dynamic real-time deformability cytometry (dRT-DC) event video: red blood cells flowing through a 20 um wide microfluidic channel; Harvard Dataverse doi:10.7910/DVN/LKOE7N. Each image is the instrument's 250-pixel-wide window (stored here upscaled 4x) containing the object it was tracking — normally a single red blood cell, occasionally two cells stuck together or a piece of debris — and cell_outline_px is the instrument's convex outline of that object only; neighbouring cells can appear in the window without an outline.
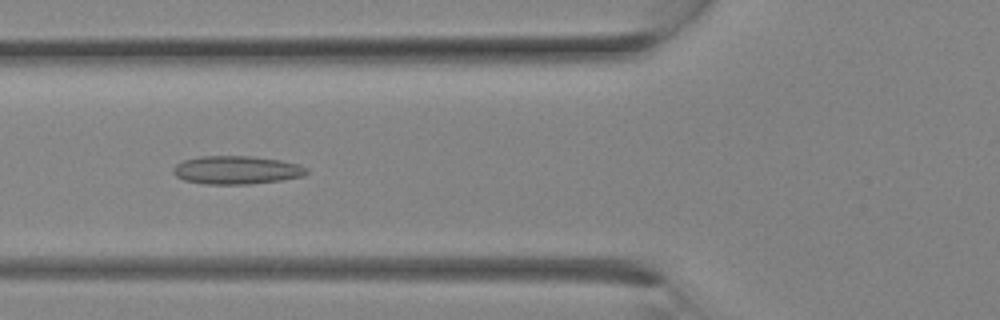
{"species": "Egyptian fruit bat (a non-hibernating species)", "species_latin": "Rousettus aegyptiacus", "temperature_condition": "room temperature", "stored_images_in_passage": 20, "camera_frame_rate_fps": 3000, "um_per_image_px": 0.085, "animal": {"sex": "female"}, "frame": {"image": 1, "passage_image": 10, "time_ms": 3.0, "image_size_px": [1000, 320], "cell_outline_px": [[308, 172], [304, 176], [280, 180], [248, 184], [208, 184], [184, 180], [176, 176], [172, 172], [172, 168], [176, 164], [184, 160], [200, 156], [252, 156], [280, 160], [300, 164], [308, 168]], "centroid_in_image_um": [20.12, 14.44], "position_along_channel_um": 105.7, "area_um2": 22.02}}
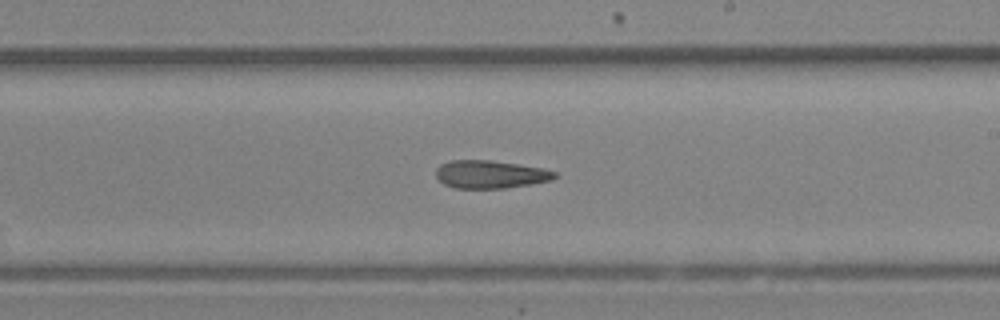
{"frame": {"image": 2, "passage_image": 16, "time_ms": 5.0, "image_size_px": [1000, 320], "cell_outline_px": [[556, 176], [552, 180], [532, 184], [504, 188], [456, 188], [444, 184], [436, 176], [436, 168], [440, 164], [448, 160], [492, 160], [544, 168], [556, 172]], "centroid_in_image_um": [41.67, 14.81], "position_along_channel_um": 247.3, "area_um2": 19.42}}
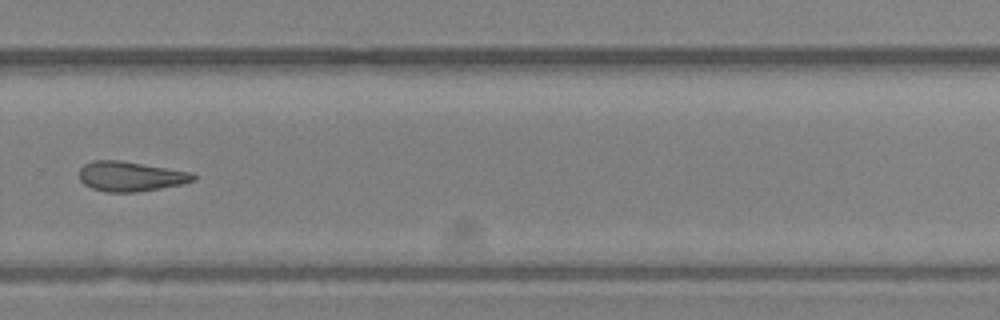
{"frame": {"image": 3, "passage_image": 19, "time_ms": 6.0, "image_size_px": [1000, 320], "cell_outline_px": [[196, 180], [184, 184], [136, 192], [104, 192], [92, 188], [84, 184], [80, 180], [80, 168], [84, 164], [92, 160], [120, 160], [192, 172], [196, 176]], "centroid_in_image_um": [11.1, 14.99], "position_along_channel_um": 318.7, "area_um2": 19.94}}